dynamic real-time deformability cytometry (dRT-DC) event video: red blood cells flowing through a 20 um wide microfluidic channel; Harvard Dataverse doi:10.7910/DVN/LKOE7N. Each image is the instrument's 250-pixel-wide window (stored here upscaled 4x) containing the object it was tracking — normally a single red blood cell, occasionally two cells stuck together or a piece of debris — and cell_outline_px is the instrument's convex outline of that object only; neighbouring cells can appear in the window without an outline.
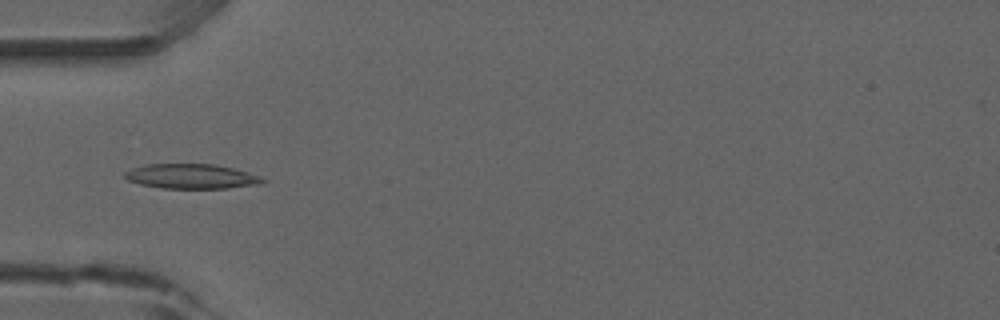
{"species": "common noctule bat (a hibernating species)", "species_latin": "Nyctalus noctula", "temperature_condition": "room temperature", "stored_images_in_passage": 5, "camera_frame_rate_fps": 3000, "um_per_image_px": 0.085, "animal": {"sex": "male", "forearm_length_mm": 52.5}, "frame": {"image": 1, "passage_image": 5, "time_ms": 4.667, "image_size_px": [1000, 320], "cell_outline_px": [[264, 180], [260, 184], [228, 188], [160, 188], [140, 184], [128, 180], [124, 176], [124, 172], [132, 168], [144, 164], [212, 164], [232, 168], [260, 176]], "centroid_in_image_um": [16.21, 14.99], "position_along_channel_um": 68.8, "area_um2": 19.71}}